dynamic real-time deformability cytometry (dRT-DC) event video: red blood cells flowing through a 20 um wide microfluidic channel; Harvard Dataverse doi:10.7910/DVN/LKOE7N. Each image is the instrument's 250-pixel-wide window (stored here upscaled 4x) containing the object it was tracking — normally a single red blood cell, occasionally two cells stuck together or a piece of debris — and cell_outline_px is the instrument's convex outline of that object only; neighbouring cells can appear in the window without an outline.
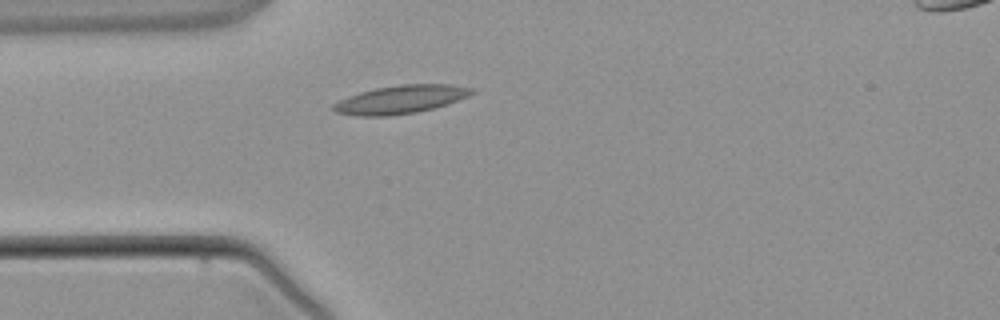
{"species": "common noctule bat (a hibernating species)", "species_latin": "Nyctalus noctula", "temperature_condition": "warm", "stored_images_in_passage": 1, "camera_frame_rate_fps": 3000, "um_per_image_px": 0.085, "animal": {"sex": "male", "body_mass_g": 21.5, "forearm_length_mm": 52.0}, "frame": {"image": 1, "passage_image": 1, "time_ms": 0.0, "image_size_px": [1000, 320], "cell_outline_px": [[476, 92], [468, 96], [448, 104], [416, 112], [388, 116], [356, 116], [336, 112], [332, 108], [332, 104], [348, 96], [360, 92], [376, 88], [400, 84], [448, 84], [472, 88]], "centroid_in_image_um": [34.05, 8.45], "position_along_channel_um": 51.0, "area_um2": 22.72}}